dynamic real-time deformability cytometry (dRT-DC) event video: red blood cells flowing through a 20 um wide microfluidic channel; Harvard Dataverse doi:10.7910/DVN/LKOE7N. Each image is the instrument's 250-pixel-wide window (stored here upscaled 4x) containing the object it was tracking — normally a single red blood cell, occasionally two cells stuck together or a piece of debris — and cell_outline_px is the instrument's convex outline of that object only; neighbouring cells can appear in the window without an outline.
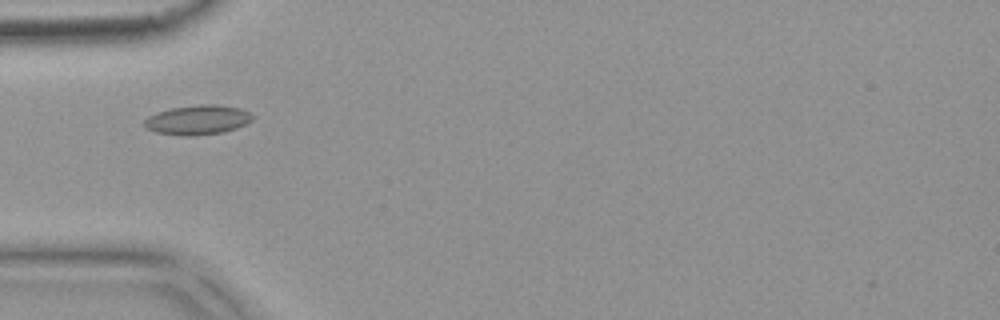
{"species": "common noctule bat (a hibernating species)", "species_latin": "Nyctalus noctula", "temperature_condition": "warm", "stored_images_in_passage": 51, "camera_frame_rate_fps": 3000, "um_per_image_px": 0.085, "animal": {"sex": "female", "body_mass_g": 18.4}, "frame": {"image": 1, "passage_image": 14, "time_ms": 4.333, "image_size_px": [1000, 320], "cell_outline_px": [[252, 120], [236, 128], [224, 132], [196, 136], [184, 136], [156, 132], [148, 128], [144, 124], [144, 120], [148, 116], [156, 112], [172, 108], [196, 104], [216, 104], [240, 108], [248, 112], [252, 116]], "centroid_in_image_um": [16.79, 10.19], "position_along_channel_um": 68.2, "area_um2": 18.61}}
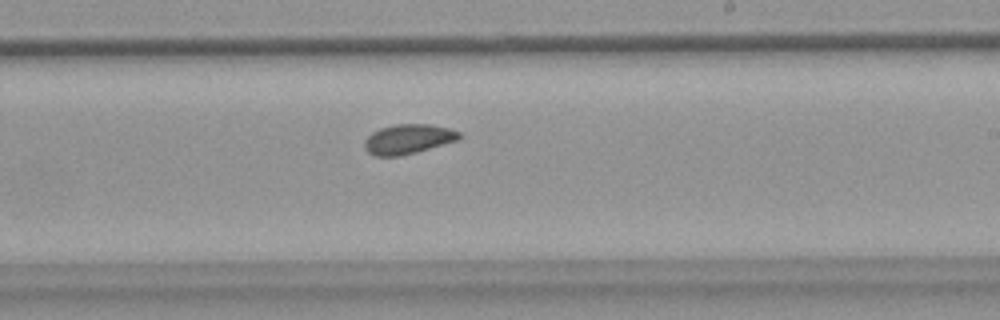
{"frame": {"image": 2, "passage_image": 29, "time_ms": 9.333, "image_size_px": [1000, 320], "cell_outline_px": [[460, 136], [456, 140], [416, 152], [400, 156], [372, 156], [364, 148], [364, 140], [372, 132], [380, 128], [396, 124], [432, 124], [448, 128], [460, 132]], "centroid_in_image_um": [34.64, 11.82], "position_along_channel_um": 254.4, "area_um2": 16.3}}
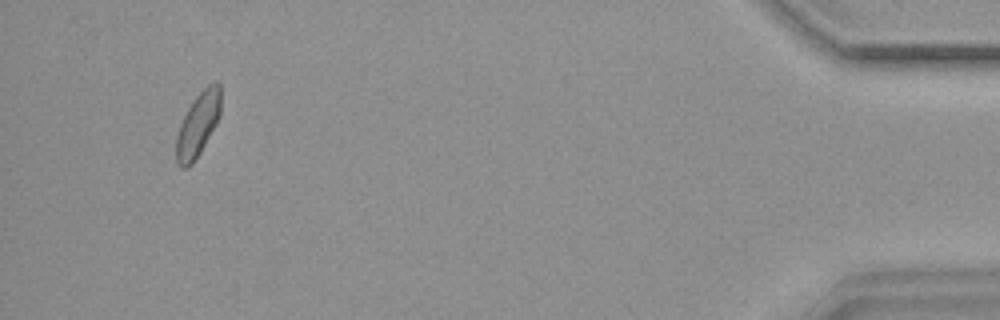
{"frame": {"image": 3, "passage_image": 48, "time_ms": 15.667, "image_size_px": [1000, 320], "cell_outline_px": [[220, 116], [216, 124], [200, 152], [192, 164], [184, 168], [176, 160], [176, 136], [180, 124], [188, 108], [196, 96], [208, 84], [216, 80], [220, 84]], "centroid_in_image_um": [16.84, 10.55], "position_along_channel_um": 418.4, "area_um2": 16.36}, "authors_computed_cell_mechanics": {"area_um2": 16.6464, "velocity_mm_per_s": 3.7363, "shape_relaxation_time_tau1_ms": null, "shape_relaxation_time_tau2_ms": 4.4051, "deformation_change_tau1": null, "deformation_change_tau2": 0.0693}}